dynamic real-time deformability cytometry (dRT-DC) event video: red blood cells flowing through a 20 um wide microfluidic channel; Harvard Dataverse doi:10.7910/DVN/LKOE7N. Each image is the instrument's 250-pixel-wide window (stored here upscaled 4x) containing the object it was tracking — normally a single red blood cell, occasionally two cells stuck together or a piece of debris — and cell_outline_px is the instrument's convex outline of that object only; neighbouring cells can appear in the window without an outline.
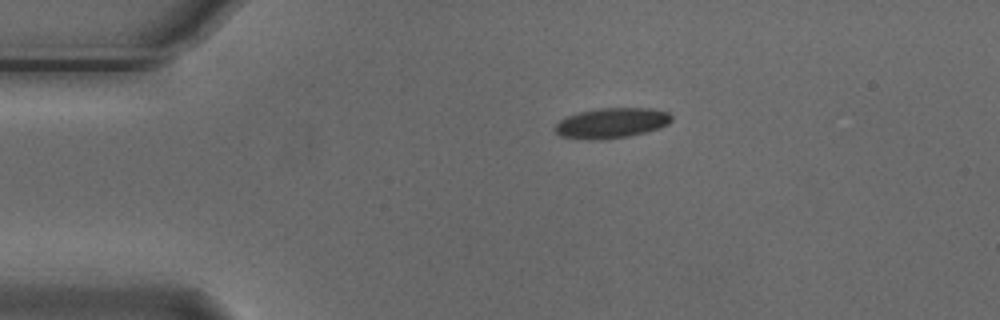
{"species": "Egyptian fruit bat (a non-hibernating species)", "species_latin": "Rousettus aegyptiacus", "temperature_condition": "cold", "stored_images_in_passage": 4, "camera_frame_rate_fps": 3000, "um_per_image_px": 0.085, "animal": {"sex": "male"}, "frame": {"image": 1, "passage_image": 4, "time_ms": 1.0, "image_size_px": [1000, 320], "cell_outline_px": [[672, 120], [668, 124], [660, 128], [628, 136], [600, 140], [588, 140], [560, 136], [552, 128], [560, 120], [568, 116], [580, 112], [600, 108], [652, 108], [668, 112], [672, 116]], "centroid_in_image_um": [51.98, 10.46], "position_along_channel_um": 33.0, "area_um2": 20.58}}